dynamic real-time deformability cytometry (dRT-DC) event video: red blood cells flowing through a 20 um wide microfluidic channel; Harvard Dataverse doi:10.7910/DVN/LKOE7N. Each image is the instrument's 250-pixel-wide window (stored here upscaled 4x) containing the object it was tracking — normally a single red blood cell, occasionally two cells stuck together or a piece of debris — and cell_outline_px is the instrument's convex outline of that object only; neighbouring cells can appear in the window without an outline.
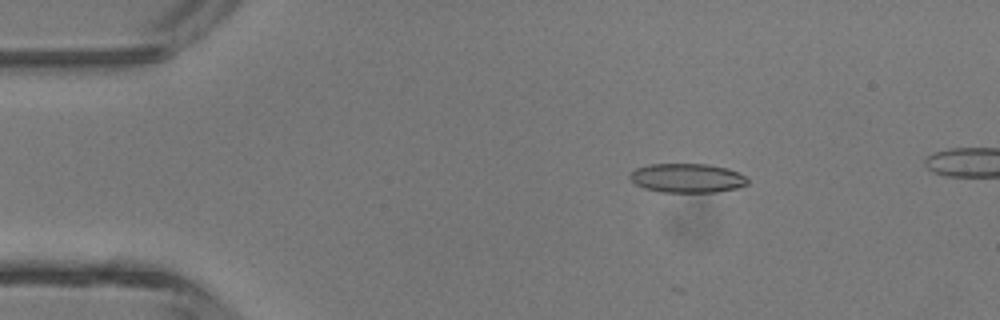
{"species": "common noctule bat (a hibernating species)", "species_latin": "Nyctalus noctula", "temperature_condition": "room temperature", "stored_images_in_passage": 4, "camera_frame_rate_fps": 3000, "um_per_image_px": 0.085, "animal": {"sex": "male", "body_mass_g": 13.3}, "frame": {"image": 1, "passage_image": 2, "time_ms": 0.333, "image_size_px": [1000, 320], "cell_outline_px": [[748, 184], [736, 188], [716, 192], [660, 192], [644, 188], [636, 184], [628, 176], [636, 168], [648, 164], [708, 164], [728, 168], [744, 176], [748, 180]], "centroid_in_image_um": [58.4, 15.13], "position_along_channel_um": 26.6, "area_um2": 19.94}}